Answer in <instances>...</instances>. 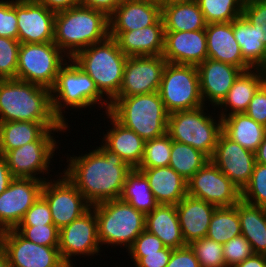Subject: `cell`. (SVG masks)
Segmentation results:
<instances>
[{
    "label": "cell",
    "mask_w": 266,
    "mask_h": 267,
    "mask_svg": "<svg viewBox=\"0 0 266 267\" xmlns=\"http://www.w3.org/2000/svg\"><path fill=\"white\" fill-rule=\"evenodd\" d=\"M100 146L87 154L70 156L63 171L91 206L120 198L132 169L118 154Z\"/></svg>",
    "instance_id": "6da1fadb"
},
{
    "label": "cell",
    "mask_w": 266,
    "mask_h": 267,
    "mask_svg": "<svg viewBox=\"0 0 266 267\" xmlns=\"http://www.w3.org/2000/svg\"><path fill=\"white\" fill-rule=\"evenodd\" d=\"M109 37V17L102 11L77 6L55 14L54 43L68 57Z\"/></svg>",
    "instance_id": "7a4b0ae2"
},
{
    "label": "cell",
    "mask_w": 266,
    "mask_h": 267,
    "mask_svg": "<svg viewBox=\"0 0 266 267\" xmlns=\"http://www.w3.org/2000/svg\"><path fill=\"white\" fill-rule=\"evenodd\" d=\"M60 122L51 90L16 78L0 80V122Z\"/></svg>",
    "instance_id": "3957f363"
},
{
    "label": "cell",
    "mask_w": 266,
    "mask_h": 267,
    "mask_svg": "<svg viewBox=\"0 0 266 267\" xmlns=\"http://www.w3.org/2000/svg\"><path fill=\"white\" fill-rule=\"evenodd\" d=\"M109 113L124 127L133 130L144 141L167 133L168 117L159 92L115 97Z\"/></svg>",
    "instance_id": "277c9868"
},
{
    "label": "cell",
    "mask_w": 266,
    "mask_h": 267,
    "mask_svg": "<svg viewBox=\"0 0 266 267\" xmlns=\"http://www.w3.org/2000/svg\"><path fill=\"white\" fill-rule=\"evenodd\" d=\"M127 56L114 38L92 44L71 59L95 82L99 92L111 102L119 93Z\"/></svg>",
    "instance_id": "5b68a950"
},
{
    "label": "cell",
    "mask_w": 266,
    "mask_h": 267,
    "mask_svg": "<svg viewBox=\"0 0 266 267\" xmlns=\"http://www.w3.org/2000/svg\"><path fill=\"white\" fill-rule=\"evenodd\" d=\"M51 102L54 115L66 127L68 123L63 114L65 110L62 112L65 107L83 109L101 103L100 108L106 107L105 112H109L111 106L109 100L104 99L99 92L95 82L71 58L59 70L56 82L51 89Z\"/></svg>",
    "instance_id": "8992f818"
},
{
    "label": "cell",
    "mask_w": 266,
    "mask_h": 267,
    "mask_svg": "<svg viewBox=\"0 0 266 267\" xmlns=\"http://www.w3.org/2000/svg\"><path fill=\"white\" fill-rule=\"evenodd\" d=\"M98 222L100 246H125L128 250L145 230L146 215L120 198L91 206ZM128 247V248H127Z\"/></svg>",
    "instance_id": "52a82bcc"
},
{
    "label": "cell",
    "mask_w": 266,
    "mask_h": 267,
    "mask_svg": "<svg viewBox=\"0 0 266 267\" xmlns=\"http://www.w3.org/2000/svg\"><path fill=\"white\" fill-rule=\"evenodd\" d=\"M204 109L205 105L169 114L167 134L172 140L188 144L211 158L222 132V118L217 122Z\"/></svg>",
    "instance_id": "ba28073f"
},
{
    "label": "cell",
    "mask_w": 266,
    "mask_h": 267,
    "mask_svg": "<svg viewBox=\"0 0 266 267\" xmlns=\"http://www.w3.org/2000/svg\"><path fill=\"white\" fill-rule=\"evenodd\" d=\"M158 92L169 114L204 105L198 68L195 65L167 62Z\"/></svg>",
    "instance_id": "9c48e42d"
},
{
    "label": "cell",
    "mask_w": 266,
    "mask_h": 267,
    "mask_svg": "<svg viewBox=\"0 0 266 267\" xmlns=\"http://www.w3.org/2000/svg\"><path fill=\"white\" fill-rule=\"evenodd\" d=\"M63 54L54 42L20 43L16 79L51 90L67 61Z\"/></svg>",
    "instance_id": "30bf717a"
},
{
    "label": "cell",
    "mask_w": 266,
    "mask_h": 267,
    "mask_svg": "<svg viewBox=\"0 0 266 267\" xmlns=\"http://www.w3.org/2000/svg\"><path fill=\"white\" fill-rule=\"evenodd\" d=\"M67 129H47L36 141L27 143L19 148L9 150L4 157L14 178H32L45 181L46 178L37 177L43 172L48 174L50 159H52L58 144L51 135ZM47 171V172H46Z\"/></svg>",
    "instance_id": "8fae6325"
},
{
    "label": "cell",
    "mask_w": 266,
    "mask_h": 267,
    "mask_svg": "<svg viewBox=\"0 0 266 267\" xmlns=\"http://www.w3.org/2000/svg\"><path fill=\"white\" fill-rule=\"evenodd\" d=\"M187 194L216 207L234 206L241 200V190L211 160L187 181Z\"/></svg>",
    "instance_id": "7c38bea8"
},
{
    "label": "cell",
    "mask_w": 266,
    "mask_h": 267,
    "mask_svg": "<svg viewBox=\"0 0 266 267\" xmlns=\"http://www.w3.org/2000/svg\"><path fill=\"white\" fill-rule=\"evenodd\" d=\"M41 196L48 203L53 223L59 230L91 208L84 196L63 174L53 182L46 179Z\"/></svg>",
    "instance_id": "4fadbf2b"
},
{
    "label": "cell",
    "mask_w": 266,
    "mask_h": 267,
    "mask_svg": "<svg viewBox=\"0 0 266 267\" xmlns=\"http://www.w3.org/2000/svg\"><path fill=\"white\" fill-rule=\"evenodd\" d=\"M92 209V210H91ZM98 222L93 208L59 230V253L68 267L72 256L99 255Z\"/></svg>",
    "instance_id": "5bb4252c"
},
{
    "label": "cell",
    "mask_w": 266,
    "mask_h": 267,
    "mask_svg": "<svg viewBox=\"0 0 266 267\" xmlns=\"http://www.w3.org/2000/svg\"><path fill=\"white\" fill-rule=\"evenodd\" d=\"M58 247L38 245L24 238L16 229L3 232L2 253L12 267H68Z\"/></svg>",
    "instance_id": "9a60e30c"
},
{
    "label": "cell",
    "mask_w": 266,
    "mask_h": 267,
    "mask_svg": "<svg viewBox=\"0 0 266 267\" xmlns=\"http://www.w3.org/2000/svg\"><path fill=\"white\" fill-rule=\"evenodd\" d=\"M166 64L167 61L162 55L128 57L120 91L116 97L158 92Z\"/></svg>",
    "instance_id": "2e32d148"
},
{
    "label": "cell",
    "mask_w": 266,
    "mask_h": 267,
    "mask_svg": "<svg viewBox=\"0 0 266 267\" xmlns=\"http://www.w3.org/2000/svg\"><path fill=\"white\" fill-rule=\"evenodd\" d=\"M45 181L32 178H14L0 194V229H15L27 210L41 196Z\"/></svg>",
    "instance_id": "e0dca14e"
},
{
    "label": "cell",
    "mask_w": 266,
    "mask_h": 267,
    "mask_svg": "<svg viewBox=\"0 0 266 267\" xmlns=\"http://www.w3.org/2000/svg\"><path fill=\"white\" fill-rule=\"evenodd\" d=\"M210 160L240 190L249 182L256 163L255 152L243 148L237 142L220 133Z\"/></svg>",
    "instance_id": "ac0fdd59"
},
{
    "label": "cell",
    "mask_w": 266,
    "mask_h": 267,
    "mask_svg": "<svg viewBox=\"0 0 266 267\" xmlns=\"http://www.w3.org/2000/svg\"><path fill=\"white\" fill-rule=\"evenodd\" d=\"M55 14L35 0H17V40L20 43L54 42Z\"/></svg>",
    "instance_id": "d6986e66"
},
{
    "label": "cell",
    "mask_w": 266,
    "mask_h": 267,
    "mask_svg": "<svg viewBox=\"0 0 266 267\" xmlns=\"http://www.w3.org/2000/svg\"><path fill=\"white\" fill-rule=\"evenodd\" d=\"M162 56L169 63L198 66L208 58L205 29L165 31Z\"/></svg>",
    "instance_id": "ffe728a7"
},
{
    "label": "cell",
    "mask_w": 266,
    "mask_h": 267,
    "mask_svg": "<svg viewBox=\"0 0 266 267\" xmlns=\"http://www.w3.org/2000/svg\"><path fill=\"white\" fill-rule=\"evenodd\" d=\"M197 68L204 105L209 100L208 102L216 107L227 96L229 89L243 72L236 66L210 58L199 64Z\"/></svg>",
    "instance_id": "44dd1931"
},
{
    "label": "cell",
    "mask_w": 266,
    "mask_h": 267,
    "mask_svg": "<svg viewBox=\"0 0 266 267\" xmlns=\"http://www.w3.org/2000/svg\"><path fill=\"white\" fill-rule=\"evenodd\" d=\"M127 56H157L164 50L165 28L162 17L153 25L132 31H109Z\"/></svg>",
    "instance_id": "7402d4cb"
},
{
    "label": "cell",
    "mask_w": 266,
    "mask_h": 267,
    "mask_svg": "<svg viewBox=\"0 0 266 267\" xmlns=\"http://www.w3.org/2000/svg\"><path fill=\"white\" fill-rule=\"evenodd\" d=\"M205 34L208 58L231 64L243 72L253 69L242 57L232 22L207 24Z\"/></svg>",
    "instance_id": "603a6c76"
},
{
    "label": "cell",
    "mask_w": 266,
    "mask_h": 267,
    "mask_svg": "<svg viewBox=\"0 0 266 267\" xmlns=\"http://www.w3.org/2000/svg\"><path fill=\"white\" fill-rule=\"evenodd\" d=\"M216 208L215 205L188 194L176 204L179 224L186 245L207 236L209 224Z\"/></svg>",
    "instance_id": "cb8c5ba5"
},
{
    "label": "cell",
    "mask_w": 266,
    "mask_h": 267,
    "mask_svg": "<svg viewBox=\"0 0 266 267\" xmlns=\"http://www.w3.org/2000/svg\"><path fill=\"white\" fill-rule=\"evenodd\" d=\"M161 18V4L121 0L109 16V31H132L155 24Z\"/></svg>",
    "instance_id": "d4e9b609"
},
{
    "label": "cell",
    "mask_w": 266,
    "mask_h": 267,
    "mask_svg": "<svg viewBox=\"0 0 266 267\" xmlns=\"http://www.w3.org/2000/svg\"><path fill=\"white\" fill-rule=\"evenodd\" d=\"M105 114L113 126L104 134L102 144L118 154L131 168H137L143 158L145 141L133 130L119 123L109 112Z\"/></svg>",
    "instance_id": "484cf974"
},
{
    "label": "cell",
    "mask_w": 266,
    "mask_h": 267,
    "mask_svg": "<svg viewBox=\"0 0 266 267\" xmlns=\"http://www.w3.org/2000/svg\"><path fill=\"white\" fill-rule=\"evenodd\" d=\"M137 169L148 179L158 204L176 205L187 195V181L171 167Z\"/></svg>",
    "instance_id": "4316f807"
},
{
    "label": "cell",
    "mask_w": 266,
    "mask_h": 267,
    "mask_svg": "<svg viewBox=\"0 0 266 267\" xmlns=\"http://www.w3.org/2000/svg\"><path fill=\"white\" fill-rule=\"evenodd\" d=\"M265 81L266 70L264 69H251L242 72L229 89L227 96L217 106L222 108L220 109L222 113L218 116L224 118L227 115L245 113L253 95ZM226 109H231L228 114Z\"/></svg>",
    "instance_id": "83f0119b"
},
{
    "label": "cell",
    "mask_w": 266,
    "mask_h": 267,
    "mask_svg": "<svg viewBox=\"0 0 266 267\" xmlns=\"http://www.w3.org/2000/svg\"><path fill=\"white\" fill-rule=\"evenodd\" d=\"M145 230L159 237L166 247L177 249L186 246L176 205L158 204L146 214Z\"/></svg>",
    "instance_id": "f1b7e54d"
},
{
    "label": "cell",
    "mask_w": 266,
    "mask_h": 267,
    "mask_svg": "<svg viewBox=\"0 0 266 267\" xmlns=\"http://www.w3.org/2000/svg\"><path fill=\"white\" fill-rule=\"evenodd\" d=\"M61 122H0V153L3 155L36 141L47 129H67Z\"/></svg>",
    "instance_id": "f546056e"
},
{
    "label": "cell",
    "mask_w": 266,
    "mask_h": 267,
    "mask_svg": "<svg viewBox=\"0 0 266 267\" xmlns=\"http://www.w3.org/2000/svg\"><path fill=\"white\" fill-rule=\"evenodd\" d=\"M161 17L165 31H197L207 25L196 0L161 4Z\"/></svg>",
    "instance_id": "4dcf8cb0"
},
{
    "label": "cell",
    "mask_w": 266,
    "mask_h": 267,
    "mask_svg": "<svg viewBox=\"0 0 266 267\" xmlns=\"http://www.w3.org/2000/svg\"><path fill=\"white\" fill-rule=\"evenodd\" d=\"M222 132L243 148L256 152L266 135V127L246 113H237L222 118Z\"/></svg>",
    "instance_id": "1f68e13d"
},
{
    "label": "cell",
    "mask_w": 266,
    "mask_h": 267,
    "mask_svg": "<svg viewBox=\"0 0 266 267\" xmlns=\"http://www.w3.org/2000/svg\"><path fill=\"white\" fill-rule=\"evenodd\" d=\"M237 211L241 235L249 241L254 254L266 255V208L240 200Z\"/></svg>",
    "instance_id": "d6a6232c"
},
{
    "label": "cell",
    "mask_w": 266,
    "mask_h": 267,
    "mask_svg": "<svg viewBox=\"0 0 266 267\" xmlns=\"http://www.w3.org/2000/svg\"><path fill=\"white\" fill-rule=\"evenodd\" d=\"M232 26L243 59L253 69L266 70V45L259 39L255 27L243 15L234 19Z\"/></svg>",
    "instance_id": "836d02e7"
},
{
    "label": "cell",
    "mask_w": 266,
    "mask_h": 267,
    "mask_svg": "<svg viewBox=\"0 0 266 267\" xmlns=\"http://www.w3.org/2000/svg\"><path fill=\"white\" fill-rule=\"evenodd\" d=\"M120 199L128 202L136 210L143 212L145 215L150 213L158 205L150 189L148 179L137 168H132L127 173Z\"/></svg>",
    "instance_id": "e575fe53"
},
{
    "label": "cell",
    "mask_w": 266,
    "mask_h": 267,
    "mask_svg": "<svg viewBox=\"0 0 266 267\" xmlns=\"http://www.w3.org/2000/svg\"><path fill=\"white\" fill-rule=\"evenodd\" d=\"M210 158L188 144L172 140L169 167L188 181Z\"/></svg>",
    "instance_id": "d590c367"
},
{
    "label": "cell",
    "mask_w": 266,
    "mask_h": 267,
    "mask_svg": "<svg viewBox=\"0 0 266 267\" xmlns=\"http://www.w3.org/2000/svg\"><path fill=\"white\" fill-rule=\"evenodd\" d=\"M241 235L237 204L229 207H217L211 218L207 238L224 244Z\"/></svg>",
    "instance_id": "8d00e7d4"
},
{
    "label": "cell",
    "mask_w": 266,
    "mask_h": 267,
    "mask_svg": "<svg viewBox=\"0 0 266 267\" xmlns=\"http://www.w3.org/2000/svg\"><path fill=\"white\" fill-rule=\"evenodd\" d=\"M205 22L226 23L242 15L244 0H196Z\"/></svg>",
    "instance_id": "74e56055"
},
{
    "label": "cell",
    "mask_w": 266,
    "mask_h": 267,
    "mask_svg": "<svg viewBox=\"0 0 266 267\" xmlns=\"http://www.w3.org/2000/svg\"><path fill=\"white\" fill-rule=\"evenodd\" d=\"M172 139L165 135L145 141L144 154L137 168H155L169 166Z\"/></svg>",
    "instance_id": "f35d334b"
},
{
    "label": "cell",
    "mask_w": 266,
    "mask_h": 267,
    "mask_svg": "<svg viewBox=\"0 0 266 267\" xmlns=\"http://www.w3.org/2000/svg\"><path fill=\"white\" fill-rule=\"evenodd\" d=\"M241 200L266 208V165L255 163L249 182L241 190Z\"/></svg>",
    "instance_id": "ab89813d"
},
{
    "label": "cell",
    "mask_w": 266,
    "mask_h": 267,
    "mask_svg": "<svg viewBox=\"0 0 266 267\" xmlns=\"http://www.w3.org/2000/svg\"><path fill=\"white\" fill-rule=\"evenodd\" d=\"M189 246L199 261L200 267H226L223 244L204 237L193 241Z\"/></svg>",
    "instance_id": "60d3db41"
},
{
    "label": "cell",
    "mask_w": 266,
    "mask_h": 267,
    "mask_svg": "<svg viewBox=\"0 0 266 267\" xmlns=\"http://www.w3.org/2000/svg\"><path fill=\"white\" fill-rule=\"evenodd\" d=\"M20 42L0 37V78H16Z\"/></svg>",
    "instance_id": "b9f144b4"
},
{
    "label": "cell",
    "mask_w": 266,
    "mask_h": 267,
    "mask_svg": "<svg viewBox=\"0 0 266 267\" xmlns=\"http://www.w3.org/2000/svg\"><path fill=\"white\" fill-rule=\"evenodd\" d=\"M24 238L43 246H59V229L54 224L40 226H17Z\"/></svg>",
    "instance_id": "7bdbcfd3"
},
{
    "label": "cell",
    "mask_w": 266,
    "mask_h": 267,
    "mask_svg": "<svg viewBox=\"0 0 266 267\" xmlns=\"http://www.w3.org/2000/svg\"><path fill=\"white\" fill-rule=\"evenodd\" d=\"M242 15L255 27L259 39L266 45V0H246Z\"/></svg>",
    "instance_id": "ee69618b"
},
{
    "label": "cell",
    "mask_w": 266,
    "mask_h": 267,
    "mask_svg": "<svg viewBox=\"0 0 266 267\" xmlns=\"http://www.w3.org/2000/svg\"><path fill=\"white\" fill-rule=\"evenodd\" d=\"M253 254L249 241L243 235L232 238L223 244L226 267H235Z\"/></svg>",
    "instance_id": "f6af8a7d"
},
{
    "label": "cell",
    "mask_w": 266,
    "mask_h": 267,
    "mask_svg": "<svg viewBox=\"0 0 266 267\" xmlns=\"http://www.w3.org/2000/svg\"><path fill=\"white\" fill-rule=\"evenodd\" d=\"M165 247L159 237L144 230L130 246L128 253L136 264L145 254L157 253Z\"/></svg>",
    "instance_id": "bcb514c9"
},
{
    "label": "cell",
    "mask_w": 266,
    "mask_h": 267,
    "mask_svg": "<svg viewBox=\"0 0 266 267\" xmlns=\"http://www.w3.org/2000/svg\"><path fill=\"white\" fill-rule=\"evenodd\" d=\"M17 26V0L0 1V37L16 39Z\"/></svg>",
    "instance_id": "7dc6e473"
},
{
    "label": "cell",
    "mask_w": 266,
    "mask_h": 267,
    "mask_svg": "<svg viewBox=\"0 0 266 267\" xmlns=\"http://www.w3.org/2000/svg\"><path fill=\"white\" fill-rule=\"evenodd\" d=\"M54 224L51 211L46 200L40 196L37 201L27 210L18 226H40Z\"/></svg>",
    "instance_id": "c3c4849f"
},
{
    "label": "cell",
    "mask_w": 266,
    "mask_h": 267,
    "mask_svg": "<svg viewBox=\"0 0 266 267\" xmlns=\"http://www.w3.org/2000/svg\"><path fill=\"white\" fill-rule=\"evenodd\" d=\"M245 113L255 122L266 127V81L253 95Z\"/></svg>",
    "instance_id": "681fc988"
},
{
    "label": "cell",
    "mask_w": 266,
    "mask_h": 267,
    "mask_svg": "<svg viewBox=\"0 0 266 267\" xmlns=\"http://www.w3.org/2000/svg\"><path fill=\"white\" fill-rule=\"evenodd\" d=\"M166 267H200L189 245L173 249Z\"/></svg>",
    "instance_id": "f907efd6"
},
{
    "label": "cell",
    "mask_w": 266,
    "mask_h": 267,
    "mask_svg": "<svg viewBox=\"0 0 266 267\" xmlns=\"http://www.w3.org/2000/svg\"><path fill=\"white\" fill-rule=\"evenodd\" d=\"M172 248L165 247L159 250L157 253L145 254L136 264V267H166L170 256L172 254Z\"/></svg>",
    "instance_id": "816d5d0a"
},
{
    "label": "cell",
    "mask_w": 266,
    "mask_h": 267,
    "mask_svg": "<svg viewBox=\"0 0 266 267\" xmlns=\"http://www.w3.org/2000/svg\"><path fill=\"white\" fill-rule=\"evenodd\" d=\"M121 0H79V6L104 12L108 17L120 5Z\"/></svg>",
    "instance_id": "f5cc1de1"
},
{
    "label": "cell",
    "mask_w": 266,
    "mask_h": 267,
    "mask_svg": "<svg viewBox=\"0 0 266 267\" xmlns=\"http://www.w3.org/2000/svg\"><path fill=\"white\" fill-rule=\"evenodd\" d=\"M47 9L57 13L79 6V0H35Z\"/></svg>",
    "instance_id": "db71d44e"
},
{
    "label": "cell",
    "mask_w": 266,
    "mask_h": 267,
    "mask_svg": "<svg viewBox=\"0 0 266 267\" xmlns=\"http://www.w3.org/2000/svg\"><path fill=\"white\" fill-rule=\"evenodd\" d=\"M13 179L14 177L7 166L6 159L0 153V194L7 189Z\"/></svg>",
    "instance_id": "11a10c76"
},
{
    "label": "cell",
    "mask_w": 266,
    "mask_h": 267,
    "mask_svg": "<svg viewBox=\"0 0 266 267\" xmlns=\"http://www.w3.org/2000/svg\"><path fill=\"white\" fill-rule=\"evenodd\" d=\"M235 267H266L265 254H253L246 258L243 262L237 264Z\"/></svg>",
    "instance_id": "9f6ffc18"
},
{
    "label": "cell",
    "mask_w": 266,
    "mask_h": 267,
    "mask_svg": "<svg viewBox=\"0 0 266 267\" xmlns=\"http://www.w3.org/2000/svg\"><path fill=\"white\" fill-rule=\"evenodd\" d=\"M256 163L266 165V135L255 152Z\"/></svg>",
    "instance_id": "6f0895ef"
},
{
    "label": "cell",
    "mask_w": 266,
    "mask_h": 267,
    "mask_svg": "<svg viewBox=\"0 0 266 267\" xmlns=\"http://www.w3.org/2000/svg\"><path fill=\"white\" fill-rule=\"evenodd\" d=\"M0 267H12L8 258L2 252L0 253Z\"/></svg>",
    "instance_id": "680465c9"
},
{
    "label": "cell",
    "mask_w": 266,
    "mask_h": 267,
    "mask_svg": "<svg viewBox=\"0 0 266 267\" xmlns=\"http://www.w3.org/2000/svg\"><path fill=\"white\" fill-rule=\"evenodd\" d=\"M193 0H162V4L175 3V2H188Z\"/></svg>",
    "instance_id": "91938a15"
},
{
    "label": "cell",
    "mask_w": 266,
    "mask_h": 267,
    "mask_svg": "<svg viewBox=\"0 0 266 267\" xmlns=\"http://www.w3.org/2000/svg\"><path fill=\"white\" fill-rule=\"evenodd\" d=\"M131 1H140V2H149L155 4H162V0H131Z\"/></svg>",
    "instance_id": "94428289"
},
{
    "label": "cell",
    "mask_w": 266,
    "mask_h": 267,
    "mask_svg": "<svg viewBox=\"0 0 266 267\" xmlns=\"http://www.w3.org/2000/svg\"><path fill=\"white\" fill-rule=\"evenodd\" d=\"M3 230L0 229V253L2 252V237H3Z\"/></svg>",
    "instance_id": "6125c7cd"
}]
</instances>
